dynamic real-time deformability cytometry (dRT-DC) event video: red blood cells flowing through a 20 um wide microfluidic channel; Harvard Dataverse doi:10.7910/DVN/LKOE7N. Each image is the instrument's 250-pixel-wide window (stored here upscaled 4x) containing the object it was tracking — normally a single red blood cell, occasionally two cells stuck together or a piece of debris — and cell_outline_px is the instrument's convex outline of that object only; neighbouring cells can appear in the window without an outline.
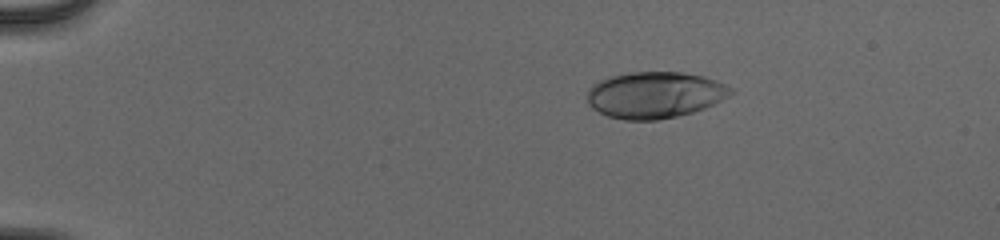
{"species": "human", "species_latin": "Homo sapiens", "temperature_condition": "cold", "stored_images_in_passage": 44, "camera_frame_rate_fps": 3000, "um_per_image_px": 0.085, "donor": {"sex": "male"}, "frame": {"image": 1, "passage_image": 1, "time_ms": 0.0, "image_size_px": [1000, 240], "cell_outline_px": [[736, 92], [704, 108], [692, 112], [676, 116], [656, 120], [624, 120], [608, 116], [592, 108], [588, 104], [588, 88], [592, 84], [608, 76], [628, 72], [684, 72], [704, 76], [716, 80], [736, 88]], "centroid_in_image_um": [55.67, 8.05], "position_along_channel_um": 29.3, "area_um2": 39.13}}
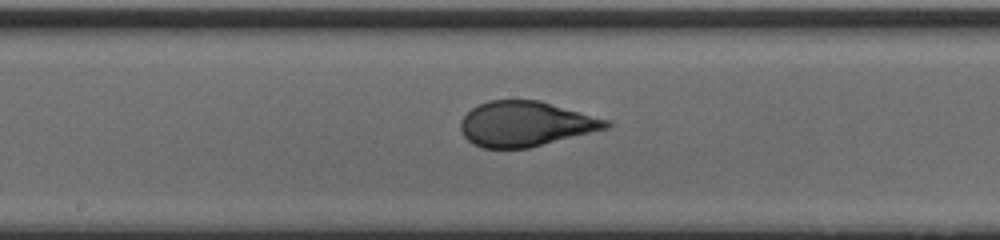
{"frame": {"image": 2, "passage_image": 21, "time_ms": 6.667, "image_size_px": [1000, 240], "cell_outline_px": [[612, 124], [608, 128], [528, 148], [484, 148], [472, 144], [464, 136], [460, 128], [460, 120], [472, 108], [488, 100], [540, 100], [608, 120]], "centroid_in_image_um": [44.64, 10.53], "position_along_channel_um": 203.6, "area_um2": 37.97}}
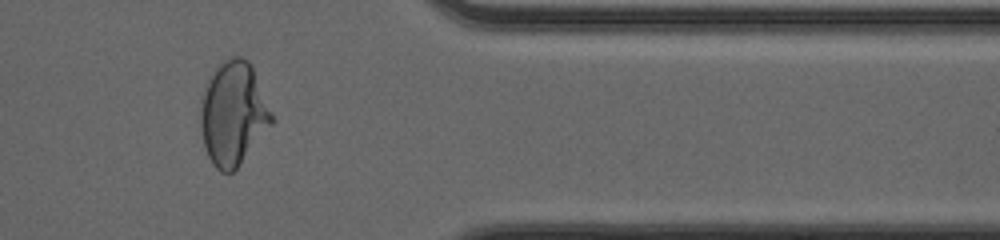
{"frame": {"image": 3, "passage_image": 36, "time_ms": 11.667, "image_size_px": [1000, 240], "cell_outline_px": [[276, 120], [236, 168], [232, 172], [220, 172], [212, 164], [208, 156], [204, 144], [200, 128], [200, 100], [204, 88], [208, 80], [216, 68], [220, 64], [232, 56], [240, 56], [248, 60], [252, 68]], "centroid_in_image_um": [19.82, 9.66], "position_along_channel_um": 391.6, "area_um2": 42.77}, "authors_computed_cell_mechanics": {"area_um2": 38.8705, "velocity_mm_per_s": 3.9924, "shape_relaxation_time_tau1_ms": 5.6647, "shape_relaxation_time_tau2_ms": null, "deformation_change_tau1": 0.2231, "deformation_change_tau2": null}}